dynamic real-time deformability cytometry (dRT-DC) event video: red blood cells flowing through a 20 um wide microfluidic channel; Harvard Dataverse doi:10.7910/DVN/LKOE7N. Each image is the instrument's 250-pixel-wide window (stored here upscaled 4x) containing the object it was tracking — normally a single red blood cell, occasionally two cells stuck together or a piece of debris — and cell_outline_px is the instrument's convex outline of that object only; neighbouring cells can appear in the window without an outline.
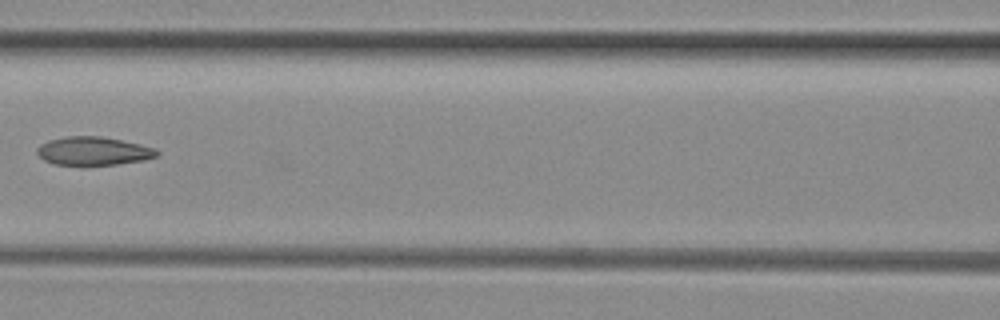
{"species": "common noctule bat (a hibernating species)", "species_latin": "Nyctalus noctula", "temperature_condition": "room temperature", "stored_images_in_passage": 7, "camera_frame_rate_fps": 3000, "um_per_image_px": 0.085, "animal": {"sex": "female", "body_mass_g": 29.2, "forearm_length_mm": 56.3}, "frame": {"image": 1, "passage_image": 6, "time_ms": 1.667, "image_size_px": [1000, 320], "cell_outline_px": [[160, 156], [144, 160], [116, 164], [84, 168], [52, 164], [44, 160], [36, 152], [36, 148], [40, 144], [48, 140], [68, 136], [100, 136], [140, 144], [152, 148], [160, 152]], "centroid_in_image_um": [7.89, 12.88], "position_along_channel_um": 158.7, "area_um2": 20.58}}
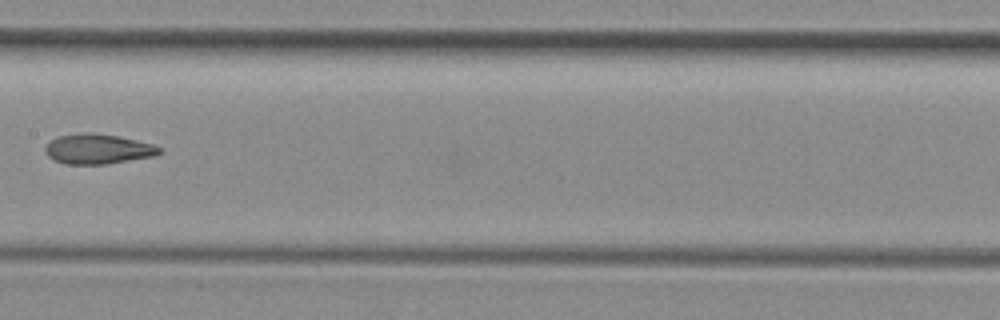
{"frame": {"image": 2, "passage_image": 7, "time_ms": 2.0, "image_size_px": [1000, 320], "cell_outline_px": [[164, 152], [156, 156], [104, 164], [64, 164], [48, 156], [44, 152], [44, 144], [48, 140], [56, 136], [84, 132], [88, 132], [116, 136], [136, 140], [152, 144], [164, 148]], "centroid_in_image_um": [8.3, 12.66], "position_along_channel_um": 199.1, "area_um2": 20.23}}